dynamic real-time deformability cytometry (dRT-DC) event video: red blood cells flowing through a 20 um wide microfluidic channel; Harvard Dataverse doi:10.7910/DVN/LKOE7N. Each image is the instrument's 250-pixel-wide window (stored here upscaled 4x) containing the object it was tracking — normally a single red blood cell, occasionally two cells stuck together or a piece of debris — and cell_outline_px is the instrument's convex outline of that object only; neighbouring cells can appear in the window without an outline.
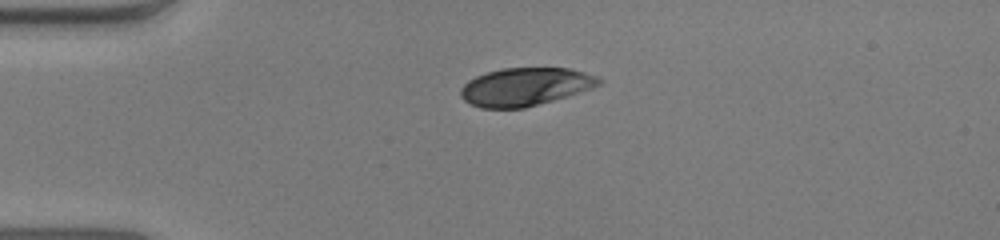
{"species": "human", "species_latin": "Homo sapiens", "temperature_condition": "warm", "stored_images_in_passage": 41, "camera_frame_rate_fps": 3000, "um_per_image_px": 0.085, "donor": {"sex": "male"}, "frame": {"image": 1, "passage_image": 1, "time_ms": 0.0, "image_size_px": [1000, 240], "cell_outline_px": [[604, 80], [600, 84], [592, 88], [552, 100], [524, 108], [480, 108], [464, 100], [460, 96], [460, 88], [468, 80], [476, 76], [488, 72], [504, 68], [568, 68], [600, 76]], "centroid_in_image_um": [44.64, 7.37], "position_along_channel_um": 40.4, "area_um2": 30.52}}
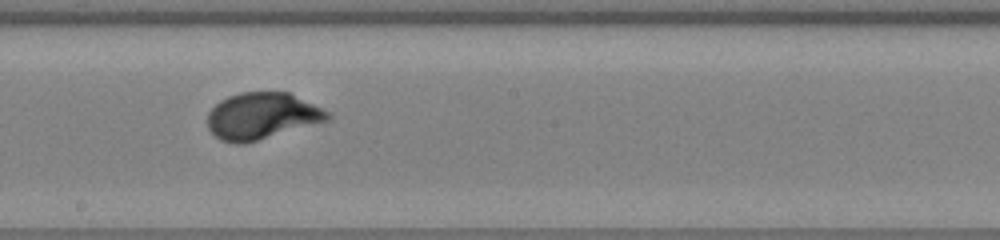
{"frame": {"image": 2, "passage_image": 18, "time_ms": 5.667, "image_size_px": [1000, 240], "cell_outline_px": [[332, 120], [244, 144], [236, 144], [220, 140], [208, 128], [208, 112], [220, 100], [228, 96], [240, 92], [288, 92], [332, 112]], "centroid_in_image_um": [22.31, 9.86], "position_along_channel_um": 225.9, "area_um2": 32.95}}
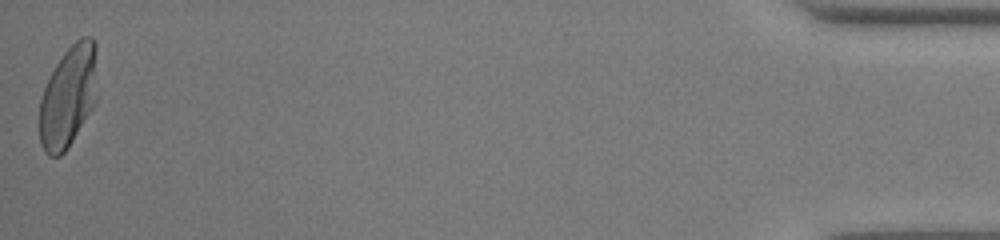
{"frame": {"image": 3, "passage_image": 41, "time_ms": 13.333, "image_size_px": [1000, 240], "cell_outline_px": [[96, 104], [68, 148], [60, 156], [48, 156], [44, 152], [40, 144], [40, 100], [44, 88], [56, 64], [64, 52], [76, 40], [84, 36], [92, 36], [96, 44]], "centroid_in_image_um": [5.82, 8.22], "position_along_channel_um": 429.4, "area_um2": 34.45}, "authors_computed_cell_mechanics": {"area_um2": 32.368, "velocity_mm_per_s": 3.8871, "shape_relaxation_time_tau1_ms": 2.8163, "shape_relaxation_time_tau2_ms": null, "deformation_change_tau1": 0.1848, "deformation_change_tau2": null}}